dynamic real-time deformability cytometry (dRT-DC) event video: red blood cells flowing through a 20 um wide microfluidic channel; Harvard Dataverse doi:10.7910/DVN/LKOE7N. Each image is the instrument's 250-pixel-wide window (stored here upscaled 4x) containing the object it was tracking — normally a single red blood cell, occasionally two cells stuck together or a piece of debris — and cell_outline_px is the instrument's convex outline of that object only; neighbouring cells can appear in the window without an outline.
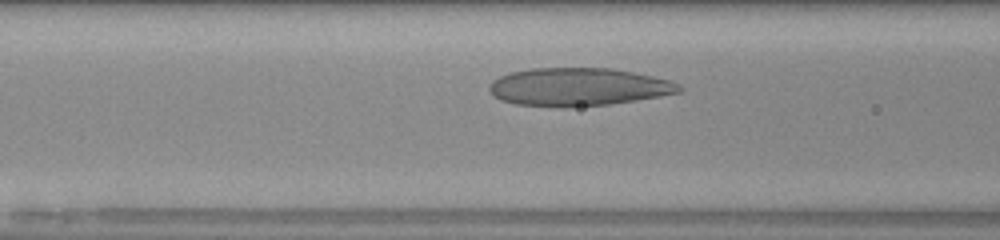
{"species": "human", "species_latin": "Homo sapiens", "temperature_condition": "room temperature", "stored_images_in_passage": 30, "camera_frame_rate_fps": 3000, "um_per_image_px": 0.085, "donor": {"sex": "male"}, "frame": {"image": 1, "passage_image": 9, "time_ms": 2.667, "image_size_px": [1000, 240], "cell_outline_px": [[684, 88], [680, 92], [660, 96], [636, 100], [608, 104], [568, 108], [560, 108], [516, 104], [500, 100], [488, 88], [492, 80], [508, 72], [532, 68], [612, 68], [652, 76], [668, 80], [680, 84]], "centroid_in_image_um": [49.14, 7.39], "position_along_channel_um": 117.5, "area_um2": 42.25}}
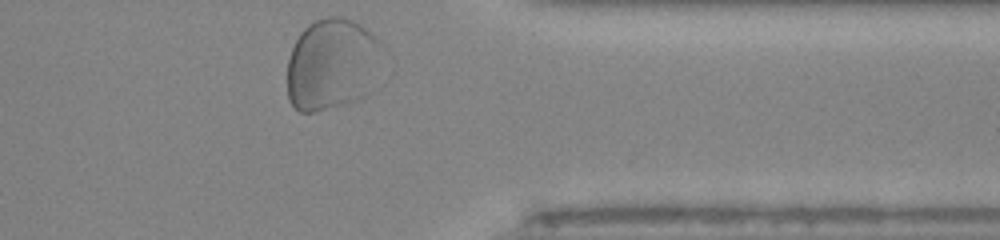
{"frame": {"image": 2, "passage_image": 30, "time_ms": 9.667, "image_size_px": [1000, 240], "cell_outline_px": [[376, 40], [364, 96], [360, 100], [348, 104], [316, 112], [300, 112], [292, 104], [288, 96], [288, 60], [292, 48], [300, 32], [308, 24], [316, 20], [328, 16], [340, 16], [352, 20], [360, 24], [372, 32]], "centroid_in_image_um": [28.03, 5.46], "position_along_channel_um": 383.4, "area_um2": 48.61}}